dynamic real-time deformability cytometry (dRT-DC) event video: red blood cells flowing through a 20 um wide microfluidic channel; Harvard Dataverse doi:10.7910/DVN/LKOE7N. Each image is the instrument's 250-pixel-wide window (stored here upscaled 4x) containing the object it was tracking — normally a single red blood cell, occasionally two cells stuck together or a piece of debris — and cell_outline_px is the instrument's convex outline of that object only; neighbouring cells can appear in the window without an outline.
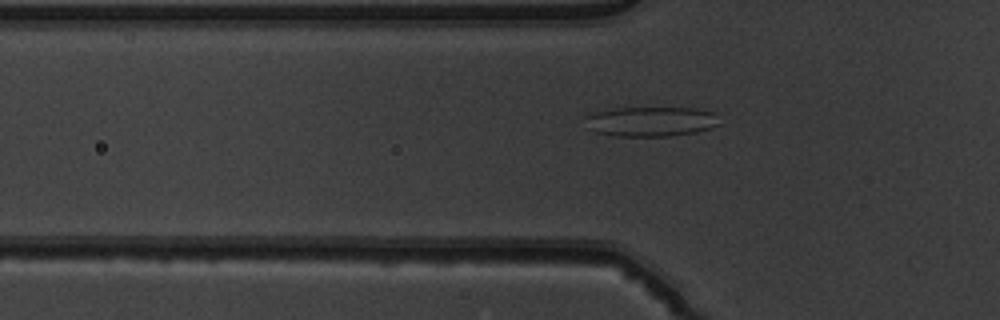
{"species": "common noctule bat (a hibernating species)", "species_latin": "Nyctalus noctula", "temperature_condition": "warm", "stored_images_in_passage": 52, "camera_frame_rate_fps": 3000, "um_per_image_px": 0.085, "animal": {"sex": "male", "body_mass_g": 19.5, "forearm_length_mm": 54.6}, "frame": {"image": 1, "passage_image": 18, "time_ms": 5.667, "image_size_px": [1000, 320], "cell_outline_px": [[720, 124], [696, 132], [672, 136], [616, 136], [596, 132], [584, 116], [592, 112], [616, 108], [696, 108], [712, 112]], "centroid_in_image_um": [55.34, 10.32], "position_along_channel_um": 70.5, "area_um2": 22.95}}
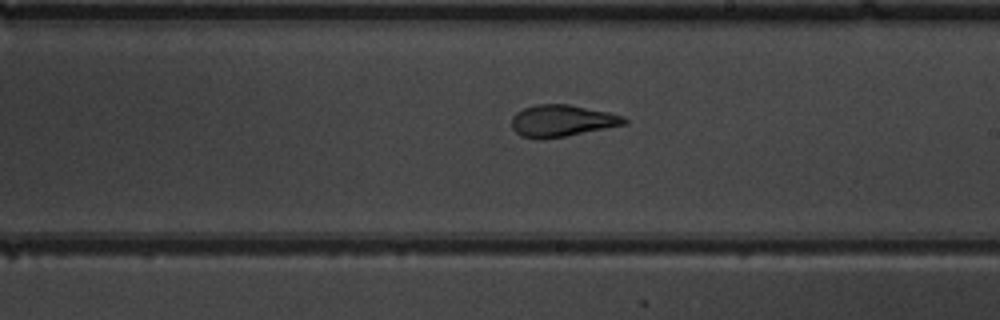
{"frame": {"image": 2, "passage_image": 31, "time_ms": 10.0, "image_size_px": [1000, 320], "cell_outline_px": [[628, 124], [544, 140], [536, 140], [520, 136], [512, 128], [512, 116], [516, 112], [524, 108], [536, 104], [568, 104], [608, 112], [624, 116], [628, 120]], "centroid_in_image_um": [47.75, 10.28], "position_along_channel_um": 241.3, "area_um2": 21.1}}
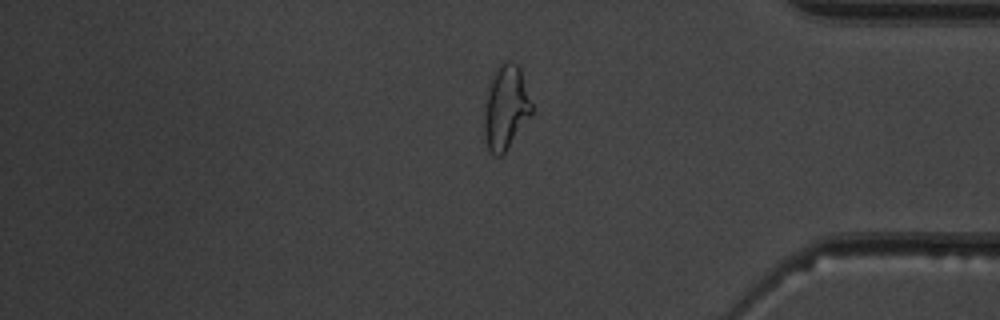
{"frame": {"image": 3, "passage_image": 44, "time_ms": 14.333, "image_size_px": [1000, 320], "cell_outline_px": [[532, 112], [504, 152], [500, 156], [496, 156], [488, 148], [484, 132], [484, 116], [488, 84], [500, 60], [512, 60], [520, 68], [532, 104]], "centroid_in_image_um": [42.97, 9.05], "position_along_channel_um": 392.2, "area_um2": 23.0}, "authors_computed_cell_mechanics": {"area_um2": 23.0044, "velocity_mm_per_s": 3.9418, "shape_relaxation_time_tau1_ms": null, "shape_relaxation_time_tau2_ms": 1.4814, "deformation_change_tau1": null, "deformation_change_tau2": 0.0899}}